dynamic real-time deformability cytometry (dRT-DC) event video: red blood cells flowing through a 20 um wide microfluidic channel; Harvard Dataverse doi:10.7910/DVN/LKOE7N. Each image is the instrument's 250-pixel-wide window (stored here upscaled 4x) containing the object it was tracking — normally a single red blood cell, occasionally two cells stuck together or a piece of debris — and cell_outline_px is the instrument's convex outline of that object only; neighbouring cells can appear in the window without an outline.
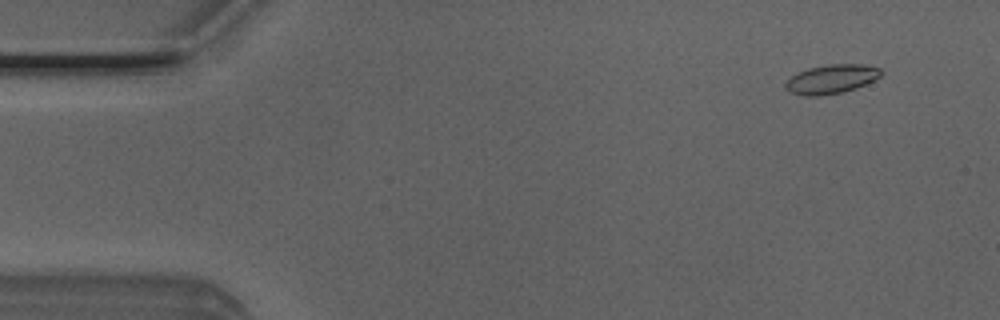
{"species": "Egyptian fruit bat (a non-hibernating species)", "species_latin": "Rousettus aegyptiacus", "temperature_condition": "room temperature", "stored_images_in_passage": 51, "camera_frame_rate_fps": 3000, "um_per_image_px": 0.085, "animal": {"sex": "male"}, "frame": {"image": 1, "passage_image": 4, "time_ms": 1.0, "image_size_px": [1000, 320], "cell_outline_px": [[884, 72], [880, 76], [856, 88], [844, 92], [816, 96], [804, 96], [792, 92], [784, 88], [784, 84], [792, 76], [808, 68], [828, 64], [864, 64], [880, 68]], "centroid_in_image_um": [70.68, 6.72], "position_along_channel_um": 14.3, "area_um2": 16.07}}
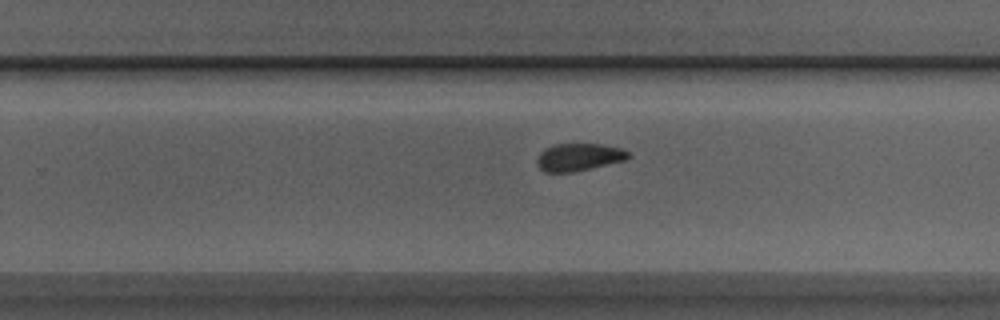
{"frame": {"image": 2, "passage_image": 32, "time_ms": 10.333, "image_size_px": [1000, 320], "cell_outline_px": [[632, 156], [628, 160], [592, 168], [572, 172], [544, 172], [536, 164], [536, 160], [540, 152], [544, 148], [556, 144], [604, 144], [624, 148]], "centroid_in_image_um": [49.24, 13.35], "position_along_channel_um": 280.6, "area_um2": 14.97}}
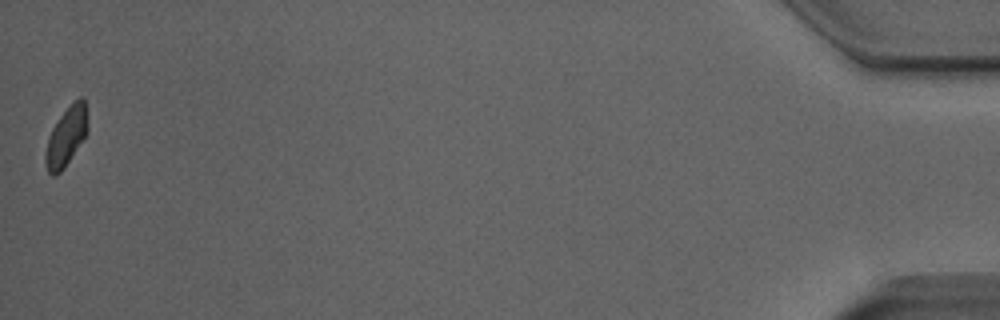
{"frame": {"image": 3, "passage_image": 51, "time_ms": 16.667, "image_size_px": [1000, 320], "cell_outline_px": [[88, 132], [64, 168], [56, 176], [52, 176], [48, 172], [44, 164], [44, 156], [48, 136], [52, 128], [60, 116], [80, 96], [84, 96], [88, 128]], "centroid_in_image_um": [5.61, 11.64], "position_along_channel_um": 429.6, "area_um2": 14.51}, "authors_computed_cell_mechanics": {"area_um2": 15.4326, "velocity_mm_per_s": 3.9805, "shape_relaxation_time_tau1_ms": null, "shape_relaxation_time_tau2_ms": 1.7506, "deformation_change_tau1": null, "deformation_change_tau2": 0.0692}}